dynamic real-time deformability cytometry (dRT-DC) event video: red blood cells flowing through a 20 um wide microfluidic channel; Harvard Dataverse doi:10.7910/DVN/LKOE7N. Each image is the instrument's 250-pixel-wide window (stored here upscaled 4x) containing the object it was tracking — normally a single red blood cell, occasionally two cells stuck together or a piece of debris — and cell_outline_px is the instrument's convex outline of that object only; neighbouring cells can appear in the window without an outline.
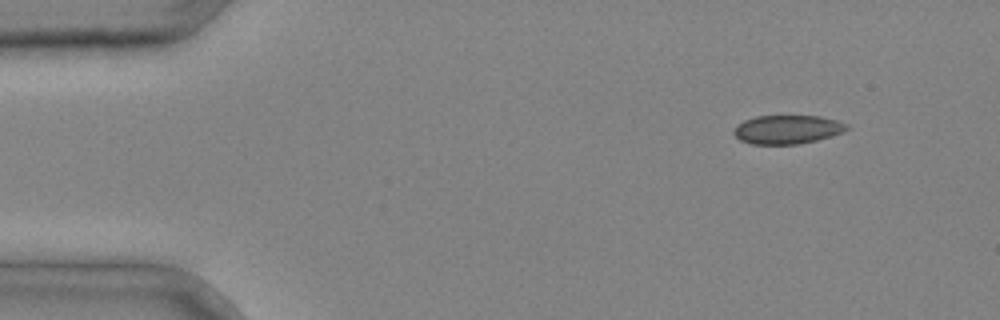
{"species": "common noctule bat (a hibernating species)", "species_latin": "Nyctalus noctula", "temperature_condition": "cold", "stored_images_in_passage": 3, "camera_frame_rate_fps": 3000, "um_per_image_px": 0.085, "animal": {"sex": "male", "body_mass_g": 20.4}, "frame": {"image": 1, "passage_image": 1, "time_ms": 0.0, "image_size_px": [1000, 320], "cell_outline_px": [[848, 128], [844, 132], [832, 136], [816, 140], [796, 144], [752, 144], [740, 140], [732, 132], [736, 124], [744, 120], [756, 116], [820, 116], [836, 120], [848, 124]], "centroid_in_image_um": [66.91, 11.0], "position_along_channel_um": 18.1, "area_um2": 18.96}}
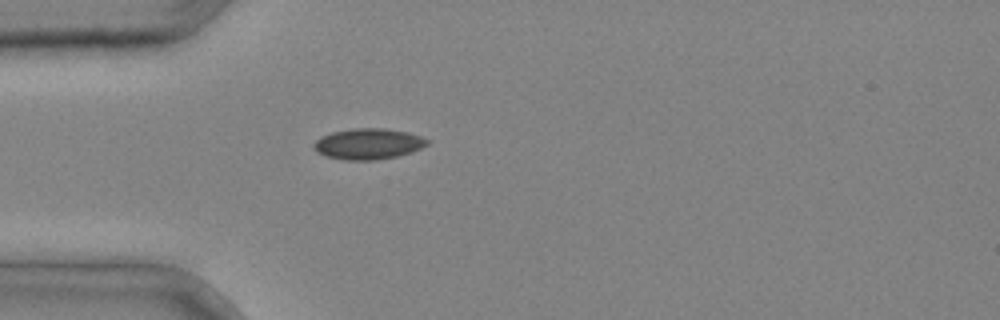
{"frame": {"image": 2, "passage_image": 3, "time_ms": 0.667, "image_size_px": [1000, 320], "cell_outline_px": [[428, 144], [412, 152], [396, 156], [372, 160], [344, 160], [328, 156], [316, 152], [312, 148], [312, 144], [320, 136], [332, 132], [352, 128], [384, 128], [408, 132], [420, 136], [428, 140]], "centroid_in_image_um": [31.26, 12.22], "position_along_channel_um": 53.7, "area_um2": 20.4}}